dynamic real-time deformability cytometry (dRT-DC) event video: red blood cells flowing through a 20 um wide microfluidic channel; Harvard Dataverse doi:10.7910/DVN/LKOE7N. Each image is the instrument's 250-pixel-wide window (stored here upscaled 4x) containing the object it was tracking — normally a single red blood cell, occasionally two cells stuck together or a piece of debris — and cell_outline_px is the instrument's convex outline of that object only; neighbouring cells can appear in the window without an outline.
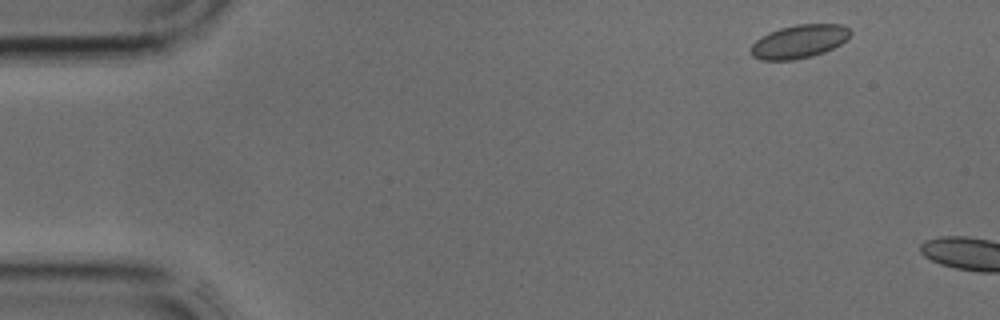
{"species": "common noctule bat (a hibernating species)", "species_latin": "Nyctalus noctula", "temperature_condition": "cold", "stored_images_in_passage": 3, "camera_frame_rate_fps": 3000, "um_per_image_px": 0.085, "animal": {"sex": "male", "body_mass_g": 17.9, "forearm_length_mm": 54.2}, "frame": {"image": 1, "passage_image": 1, "time_ms": 0.0, "image_size_px": [1000, 320], "cell_outline_px": [[852, 32], [848, 40], [824, 52], [812, 56], [792, 60], [764, 60], [752, 56], [752, 44], [756, 40], [780, 28], [796, 24], [844, 24]], "centroid_in_image_um": [67.99, 3.52], "position_along_channel_um": 17.0, "area_um2": 19.19}}